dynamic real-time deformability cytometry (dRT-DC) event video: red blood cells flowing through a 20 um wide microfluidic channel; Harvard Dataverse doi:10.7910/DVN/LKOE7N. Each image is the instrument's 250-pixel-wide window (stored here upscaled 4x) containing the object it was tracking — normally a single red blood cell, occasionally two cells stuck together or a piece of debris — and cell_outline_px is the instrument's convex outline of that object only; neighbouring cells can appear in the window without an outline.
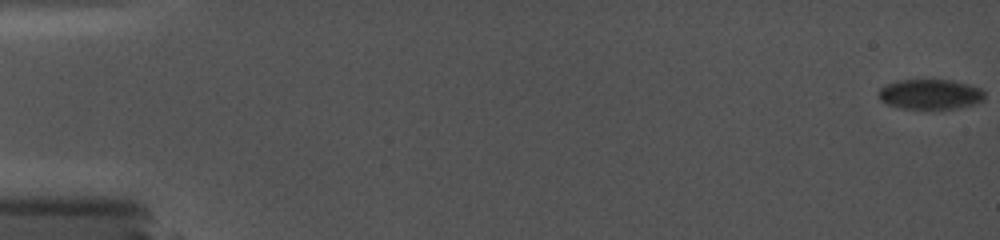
{"species": "common noctule bat (a hibernating species)", "species_latin": "Nyctalus noctula", "temperature_condition": "cold", "stored_images_in_passage": 44, "camera_frame_rate_fps": 5000, "um_per_image_px": 0.085, "animal": {"sex": "female", "body_mass_g": 19.0, "forearm_length_mm": 56.7}, "frame": {"image": 1, "passage_image": 1, "time_ms": 0.0, "image_size_px": [1000, 240], "cell_outline_px": [[984, 100], [976, 104], [956, 108], [904, 108], [888, 104], [880, 100], [876, 92], [880, 88], [896, 80], [952, 80], [968, 84], [980, 88], [984, 92]], "centroid_in_image_um": [79.07, 8.0], "position_along_channel_um": 5.9, "area_um2": 18.5}}
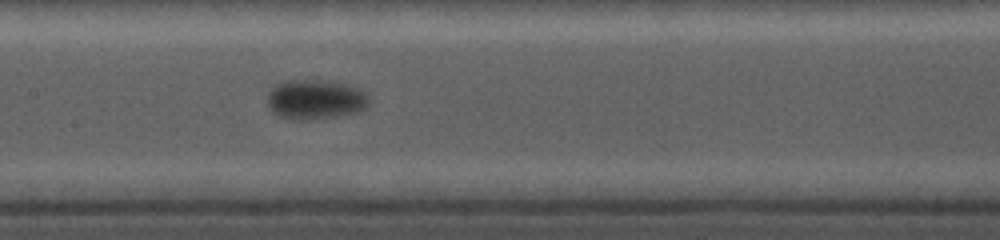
{"frame": {"image": 2, "passage_image": 26, "time_ms": 9.8, "image_size_px": [1000, 240], "cell_outline_px": [[372, 100], [364, 108], [356, 112], [336, 116], [296, 120], [292, 120], [280, 116], [272, 112], [268, 108], [268, 92], [276, 84], [284, 80], [320, 80], [344, 84], [360, 88]], "centroid_in_image_um": [26.78, 8.44], "position_along_channel_um": 180.6, "area_um2": 23.47}}
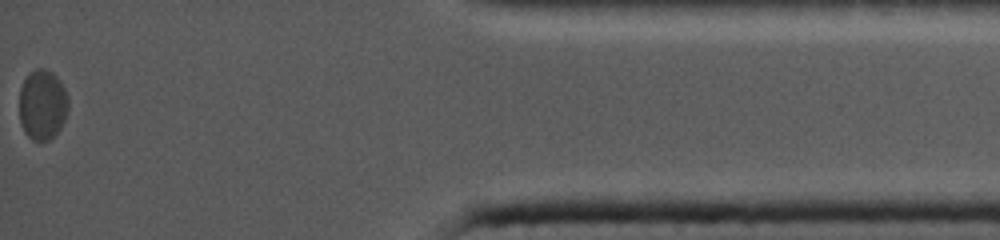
{"frame": {"image": 3, "passage_image": 44, "time_ms": 18.0, "image_size_px": [1000, 240], "cell_outline_px": [[68, 108], [64, 120], [60, 128], [48, 140], [32, 140], [24, 132], [20, 124], [20, 88], [28, 72], [36, 68], [44, 68], [52, 72], [56, 76], [64, 88], [68, 96]], "centroid_in_image_um": [3.59, 8.88], "position_along_channel_um": 431.6, "area_um2": 20.06}}